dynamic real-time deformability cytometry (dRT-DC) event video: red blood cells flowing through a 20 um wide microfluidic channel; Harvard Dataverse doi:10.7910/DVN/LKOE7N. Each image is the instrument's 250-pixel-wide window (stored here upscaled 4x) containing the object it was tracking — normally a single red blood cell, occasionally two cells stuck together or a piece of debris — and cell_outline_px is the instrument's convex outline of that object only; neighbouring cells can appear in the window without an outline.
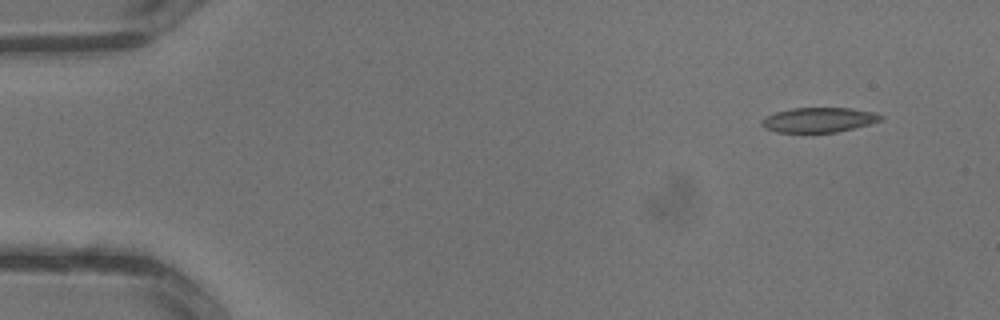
{"species": "common noctule bat (a hibernating species)", "species_latin": "Nyctalus noctula", "temperature_condition": "warm", "stored_images_in_passage": 3, "camera_frame_rate_fps": 3000, "um_per_image_px": 0.085, "animal": {"sex": "male", "body_mass_g": 13.3}, "frame": {"image": 1, "passage_image": 1, "time_ms": 0.0, "image_size_px": [1000, 320], "cell_outline_px": [[884, 120], [872, 124], [836, 132], [776, 132], [764, 128], [760, 124], [760, 120], [764, 116], [776, 112], [792, 108], [852, 108], [876, 112], [884, 116]], "centroid_in_image_um": [69.62, 10.18], "position_along_channel_um": 15.4, "area_um2": 17.51}}
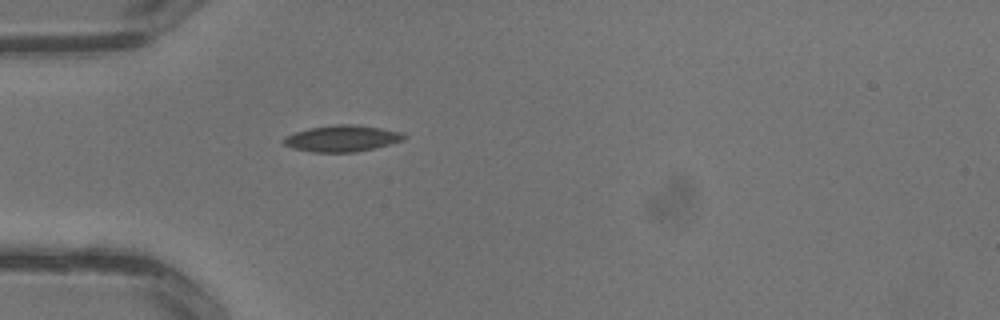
{"frame": {"image": 2, "passage_image": 3, "time_ms": 0.667, "image_size_px": [1000, 320], "cell_outline_px": [[408, 136], [404, 140], [376, 148], [356, 152], [312, 152], [292, 148], [284, 144], [280, 140], [284, 136], [308, 128], [332, 124], [356, 124], [404, 132]], "centroid_in_image_um": [29.08, 11.76], "position_along_channel_um": 55.9, "area_um2": 18.84}}